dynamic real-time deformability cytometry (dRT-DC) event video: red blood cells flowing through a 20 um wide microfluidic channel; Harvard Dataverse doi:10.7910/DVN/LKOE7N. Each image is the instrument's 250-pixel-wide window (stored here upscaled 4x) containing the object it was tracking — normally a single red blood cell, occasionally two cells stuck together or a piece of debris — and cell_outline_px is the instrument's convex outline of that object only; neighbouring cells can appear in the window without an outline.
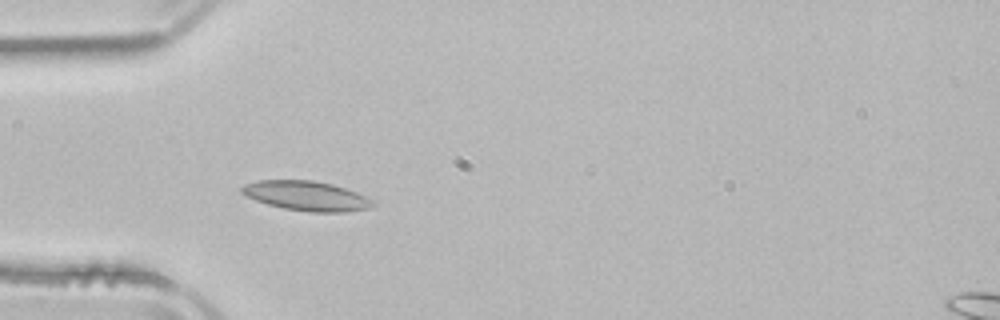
{"species": "common noctule bat (a hibernating species)", "species_latin": "Nyctalus noctula", "temperature_condition": "room temperature", "stored_images_in_passage": 5, "camera_frame_rate_fps": 3000, "um_per_image_px": 0.085, "animal": {"sex": "male", "body_mass_g": 21.5, "forearm_length_mm": 52.0}, "frame": {"image": 1, "passage_image": 5, "time_ms": 6.333, "image_size_px": [1000, 320], "cell_outline_px": [[376, 204], [372, 208], [344, 212], [308, 212], [284, 208], [268, 204], [256, 200], [240, 192], [240, 188], [244, 184], [260, 180], [312, 180], [332, 184], [356, 192], [372, 200]], "centroid_in_image_um": [26.06, 16.65], "position_along_channel_um": 58.9, "area_um2": 22.54}}